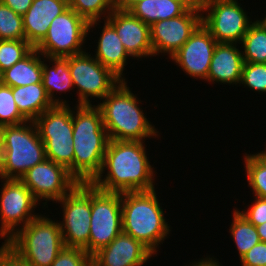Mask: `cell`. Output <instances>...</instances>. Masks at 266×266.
I'll list each match as a JSON object with an SVG mask.
<instances>
[{
	"label": "cell",
	"mask_w": 266,
	"mask_h": 266,
	"mask_svg": "<svg viewBox=\"0 0 266 266\" xmlns=\"http://www.w3.org/2000/svg\"><path fill=\"white\" fill-rule=\"evenodd\" d=\"M144 142L109 140L102 169L91 183L113 193L154 190L156 171Z\"/></svg>",
	"instance_id": "obj_1"
},
{
	"label": "cell",
	"mask_w": 266,
	"mask_h": 266,
	"mask_svg": "<svg viewBox=\"0 0 266 266\" xmlns=\"http://www.w3.org/2000/svg\"><path fill=\"white\" fill-rule=\"evenodd\" d=\"M74 109V178L81 183H91L102 169L110 139L97 105L77 104Z\"/></svg>",
	"instance_id": "obj_2"
},
{
	"label": "cell",
	"mask_w": 266,
	"mask_h": 266,
	"mask_svg": "<svg viewBox=\"0 0 266 266\" xmlns=\"http://www.w3.org/2000/svg\"><path fill=\"white\" fill-rule=\"evenodd\" d=\"M129 88L127 81L121 80L102 99V102L97 104L102 113L103 125L107 130L109 139L144 141L147 138L158 137L159 131L146 118L143 109L139 106L141 103L139 98Z\"/></svg>",
	"instance_id": "obj_3"
},
{
	"label": "cell",
	"mask_w": 266,
	"mask_h": 266,
	"mask_svg": "<svg viewBox=\"0 0 266 266\" xmlns=\"http://www.w3.org/2000/svg\"><path fill=\"white\" fill-rule=\"evenodd\" d=\"M156 189L121 193L122 231L157 256L159 244L170 234ZM170 228V229H169Z\"/></svg>",
	"instance_id": "obj_4"
},
{
	"label": "cell",
	"mask_w": 266,
	"mask_h": 266,
	"mask_svg": "<svg viewBox=\"0 0 266 266\" xmlns=\"http://www.w3.org/2000/svg\"><path fill=\"white\" fill-rule=\"evenodd\" d=\"M45 159V145L34 121L0 128V178L21 179Z\"/></svg>",
	"instance_id": "obj_5"
},
{
	"label": "cell",
	"mask_w": 266,
	"mask_h": 266,
	"mask_svg": "<svg viewBox=\"0 0 266 266\" xmlns=\"http://www.w3.org/2000/svg\"><path fill=\"white\" fill-rule=\"evenodd\" d=\"M4 245L30 266H50L64 247L58 220L42 214L19 229Z\"/></svg>",
	"instance_id": "obj_6"
},
{
	"label": "cell",
	"mask_w": 266,
	"mask_h": 266,
	"mask_svg": "<svg viewBox=\"0 0 266 266\" xmlns=\"http://www.w3.org/2000/svg\"><path fill=\"white\" fill-rule=\"evenodd\" d=\"M73 109L70 105H54L34 123L45 145L46 159L64 166L74 177Z\"/></svg>",
	"instance_id": "obj_7"
},
{
	"label": "cell",
	"mask_w": 266,
	"mask_h": 266,
	"mask_svg": "<svg viewBox=\"0 0 266 266\" xmlns=\"http://www.w3.org/2000/svg\"><path fill=\"white\" fill-rule=\"evenodd\" d=\"M63 221L59 222L65 247L81 248L89 254L91 183L78 182L61 200Z\"/></svg>",
	"instance_id": "obj_8"
},
{
	"label": "cell",
	"mask_w": 266,
	"mask_h": 266,
	"mask_svg": "<svg viewBox=\"0 0 266 266\" xmlns=\"http://www.w3.org/2000/svg\"><path fill=\"white\" fill-rule=\"evenodd\" d=\"M68 67L74 88L78 90V105L101 100L121 81L109 68L104 67L92 54L84 51L68 57ZM94 97V98H93Z\"/></svg>",
	"instance_id": "obj_9"
},
{
	"label": "cell",
	"mask_w": 266,
	"mask_h": 266,
	"mask_svg": "<svg viewBox=\"0 0 266 266\" xmlns=\"http://www.w3.org/2000/svg\"><path fill=\"white\" fill-rule=\"evenodd\" d=\"M88 22L68 8L51 22L46 36L34 47L44 57L66 58L86 51Z\"/></svg>",
	"instance_id": "obj_10"
},
{
	"label": "cell",
	"mask_w": 266,
	"mask_h": 266,
	"mask_svg": "<svg viewBox=\"0 0 266 266\" xmlns=\"http://www.w3.org/2000/svg\"><path fill=\"white\" fill-rule=\"evenodd\" d=\"M198 2L202 12V24L217 43H241L253 22L238 0H199Z\"/></svg>",
	"instance_id": "obj_11"
},
{
	"label": "cell",
	"mask_w": 266,
	"mask_h": 266,
	"mask_svg": "<svg viewBox=\"0 0 266 266\" xmlns=\"http://www.w3.org/2000/svg\"><path fill=\"white\" fill-rule=\"evenodd\" d=\"M121 232V193L105 192L91 183L89 255L106 247Z\"/></svg>",
	"instance_id": "obj_12"
},
{
	"label": "cell",
	"mask_w": 266,
	"mask_h": 266,
	"mask_svg": "<svg viewBox=\"0 0 266 266\" xmlns=\"http://www.w3.org/2000/svg\"><path fill=\"white\" fill-rule=\"evenodd\" d=\"M0 179L3 182L0 191V239H4V244L19 229L39 216L34 210L40 203L20 179Z\"/></svg>",
	"instance_id": "obj_13"
},
{
	"label": "cell",
	"mask_w": 266,
	"mask_h": 266,
	"mask_svg": "<svg viewBox=\"0 0 266 266\" xmlns=\"http://www.w3.org/2000/svg\"><path fill=\"white\" fill-rule=\"evenodd\" d=\"M201 23L202 12L198 1H195L178 17L153 23L150 26L153 56L166 53L170 58L183 46Z\"/></svg>",
	"instance_id": "obj_14"
},
{
	"label": "cell",
	"mask_w": 266,
	"mask_h": 266,
	"mask_svg": "<svg viewBox=\"0 0 266 266\" xmlns=\"http://www.w3.org/2000/svg\"><path fill=\"white\" fill-rule=\"evenodd\" d=\"M20 180L38 202L46 201L44 207L50 200H61L78 183L64 166L48 159L29 169Z\"/></svg>",
	"instance_id": "obj_15"
},
{
	"label": "cell",
	"mask_w": 266,
	"mask_h": 266,
	"mask_svg": "<svg viewBox=\"0 0 266 266\" xmlns=\"http://www.w3.org/2000/svg\"><path fill=\"white\" fill-rule=\"evenodd\" d=\"M217 41L201 23L183 46L169 59L196 80L207 79Z\"/></svg>",
	"instance_id": "obj_16"
},
{
	"label": "cell",
	"mask_w": 266,
	"mask_h": 266,
	"mask_svg": "<svg viewBox=\"0 0 266 266\" xmlns=\"http://www.w3.org/2000/svg\"><path fill=\"white\" fill-rule=\"evenodd\" d=\"M106 20L115 28L132 59L142 60V57L153 56L149 25L136 18L130 11L113 10Z\"/></svg>",
	"instance_id": "obj_17"
},
{
	"label": "cell",
	"mask_w": 266,
	"mask_h": 266,
	"mask_svg": "<svg viewBox=\"0 0 266 266\" xmlns=\"http://www.w3.org/2000/svg\"><path fill=\"white\" fill-rule=\"evenodd\" d=\"M154 254L123 231L92 256L91 266H143Z\"/></svg>",
	"instance_id": "obj_18"
},
{
	"label": "cell",
	"mask_w": 266,
	"mask_h": 266,
	"mask_svg": "<svg viewBox=\"0 0 266 266\" xmlns=\"http://www.w3.org/2000/svg\"><path fill=\"white\" fill-rule=\"evenodd\" d=\"M68 8L67 0H33L22 16L25 40L35 47L46 36L53 19Z\"/></svg>",
	"instance_id": "obj_19"
},
{
	"label": "cell",
	"mask_w": 266,
	"mask_h": 266,
	"mask_svg": "<svg viewBox=\"0 0 266 266\" xmlns=\"http://www.w3.org/2000/svg\"><path fill=\"white\" fill-rule=\"evenodd\" d=\"M237 46V43L216 44L205 81L235 86L240 83L244 60Z\"/></svg>",
	"instance_id": "obj_20"
},
{
	"label": "cell",
	"mask_w": 266,
	"mask_h": 266,
	"mask_svg": "<svg viewBox=\"0 0 266 266\" xmlns=\"http://www.w3.org/2000/svg\"><path fill=\"white\" fill-rule=\"evenodd\" d=\"M95 55H93L104 67L109 68L121 80H126L123 71L127 65L128 57L125 47L120 41L115 28L105 19L101 29Z\"/></svg>",
	"instance_id": "obj_21"
},
{
	"label": "cell",
	"mask_w": 266,
	"mask_h": 266,
	"mask_svg": "<svg viewBox=\"0 0 266 266\" xmlns=\"http://www.w3.org/2000/svg\"><path fill=\"white\" fill-rule=\"evenodd\" d=\"M45 58V59H44ZM51 62L52 67L48 66L45 61ZM42 83L49 100L53 105H69L68 101L56 98L55 92H70L74 88L72 77L68 67V57H44L42 61ZM59 91V92H58Z\"/></svg>",
	"instance_id": "obj_22"
},
{
	"label": "cell",
	"mask_w": 266,
	"mask_h": 266,
	"mask_svg": "<svg viewBox=\"0 0 266 266\" xmlns=\"http://www.w3.org/2000/svg\"><path fill=\"white\" fill-rule=\"evenodd\" d=\"M196 0H142L129 11L151 26L161 20L182 15Z\"/></svg>",
	"instance_id": "obj_23"
},
{
	"label": "cell",
	"mask_w": 266,
	"mask_h": 266,
	"mask_svg": "<svg viewBox=\"0 0 266 266\" xmlns=\"http://www.w3.org/2000/svg\"><path fill=\"white\" fill-rule=\"evenodd\" d=\"M12 94L19 112L28 121H34L44 111L54 106L47 96L43 83L13 87Z\"/></svg>",
	"instance_id": "obj_24"
},
{
	"label": "cell",
	"mask_w": 266,
	"mask_h": 266,
	"mask_svg": "<svg viewBox=\"0 0 266 266\" xmlns=\"http://www.w3.org/2000/svg\"><path fill=\"white\" fill-rule=\"evenodd\" d=\"M43 55L35 48L22 60L2 72L3 85L10 87L42 83Z\"/></svg>",
	"instance_id": "obj_25"
},
{
	"label": "cell",
	"mask_w": 266,
	"mask_h": 266,
	"mask_svg": "<svg viewBox=\"0 0 266 266\" xmlns=\"http://www.w3.org/2000/svg\"><path fill=\"white\" fill-rule=\"evenodd\" d=\"M240 44L244 62L266 63V24L253 21Z\"/></svg>",
	"instance_id": "obj_26"
},
{
	"label": "cell",
	"mask_w": 266,
	"mask_h": 266,
	"mask_svg": "<svg viewBox=\"0 0 266 266\" xmlns=\"http://www.w3.org/2000/svg\"><path fill=\"white\" fill-rule=\"evenodd\" d=\"M232 223L229 233L237 247L239 258L248 252L253 246L261 242L256 226L251 224L237 208L233 209Z\"/></svg>",
	"instance_id": "obj_27"
},
{
	"label": "cell",
	"mask_w": 266,
	"mask_h": 266,
	"mask_svg": "<svg viewBox=\"0 0 266 266\" xmlns=\"http://www.w3.org/2000/svg\"><path fill=\"white\" fill-rule=\"evenodd\" d=\"M247 183L253 194L266 199V153L244 155Z\"/></svg>",
	"instance_id": "obj_28"
},
{
	"label": "cell",
	"mask_w": 266,
	"mask_h": 266,
	"mask_svg": "<svg viewBox=\"0 0 266 266\" xmlns=\"http://www.w3.org/2000/svg\"><path fill=\"white\" fill-rule=\"evenodd\" d=\"M68 5L88 22V33L113 11L111 0H67ZM102 17V19H101ZM104 17V18H103Z\"/></svg>",
	"instance_id": "obj_29"
},
{
	"label": "cell",
	"mask_w": 266,
	"mask_h": 266,
	"mask_svg": "<svg viewBox=\"0 0 266 266\" xmlns=\"http://www.w3.org/2000/svg\"><path fill=\"white\" fill-rule=\"evenodd\" d=\"M0 40H25L23 18L0 1Z\"/></svg>",
	"instance_id": "obj_30"
},
{
	"label": "cell",
	"mask_w": 266,
	"mask_h": 266,
	"mask_svg": "<svg viewBox=\"0 0 266 266\" xmlns=\"http://www.w3.org/2000/svg\"><path fill=\"white\" fill-rule=\"evenodd\" d=\"M34 47L26 40H0V70L9 69L26 57Z\"/></svg>",
	"instance_id": "obj_31"
},
{
	"label": "cell",
	"mask_w": 266,
	"mask_h": 266,
	"mask_svg": "<svg viewBox=\"0 0 266 266\" xmlns=\"http://www.w3.org/2000/svg\"><path fill=\"white\" fill-rule=\"evenodd\" d=\"M28 121L20 112L14 101L12 87L0 86V128L18 125Z\"/></svg>",
	"instance_id": "obj_32"
},
{
	"label": "cell",
	"mask_w": 266,
	"mask_h": 266,
	"mask_svg": "<svg viewBox=\"0 0 266 266\" xmlns=\"http://www.w3.org/2000/svg\"><path fill=\"white\" fill-rule=\"evenodd\" d=\"M255 92L266 93V63L244 62L240 85Z\"/></svg>",
	"instance_id": "obj_33"
},
{
	"label": "cell",
	"mask_w": 266,
	"mask_h": 266,
	"mask_svg": "<svg viewBox=\"0 0 266 266\" xmlns=\"http://www.w3.org/2000/svg\"><path fill=\"white\" fill-rule=\"evenodd\" d=\"M92 257L81 248L63 247L50 266H91Z\"/></svg>",
	"instance_id": "obj_34"
},
{
	"label": "cell",
	"mask_w": 266,
	"mask_h": 266,
	"mask_svg": "<svg viewBox=\"0 0 266 266\" xmlns=\"http://www.w3.org/2000/svg\"><path fill=\"white\" fill-rule=\"evenodd\" d=\"M255 200L251 202V206H248L247 210L238 212L243 215L254 226L261 225L266 222V199L254 196Z\"/></svg>",
	"instance_id": "obj_35"
},
{
	"label": "cell",
	"mask_w": 266,
	"mask_h": 266,
	"mask_svg": "<svg viewBox=\"0 0 266 266\" xmlns=\"http://www.w3.org/2000/svg\"><path fill=\"white\" fill-rule=\"evenodd\" d=\"M242 266H266V242H259L240 259Z\"/></svg>",
	"instance_id": "obj_36"
},
{
	"label": "cell",
	"mask_w": 266,
	"mask_h": 266,
	"mask_svg": "<svg viewBox=\"0 0 266 266\" xmlns=\"http://www.w3.org/2000/svg\"><path fill=\"white\" fill-rule=\"evenodd\" d=\"M0 266H30L19 259L4 244L0 247Z\"/></svg>",
	"instance_id": "obj_37"
},
{
	"label": "cell",
	"mask_w": 266,
	"mask_h": 266,
	"mask_svg": "<svg viewBox=\"0 0 266 266\" xmlns=\"http://www.w3.org/2000/svg\"><path fill=\"white\" fill-rule=\"evenodd\" d=\"M3 4L10 7L15 13L23 16L31 7L33 0H0Z\"/></svg>",
	"instance_id": "obj_38"
},
{
	"label": "cell",
	"mask_w": 266,
	"mask_h": 266,
	"mask_svg": "<svg viewBox=\"0 0 266 266\" xmlns=\"http://www.w3.org/2000/svg\"><path fill=\"white\" fill-rule=\"evenodd\" d=\"M142 0H111L113 10L129 11L134 5Z\"/></svg>",
	"instance_id": "obj_39"
},
{
	"label": "cell",
	"mask_w": 266,
	"mask_h": 266,
	"mask_svg": "<svg viewBox=\"0 0 266 266\" xmlns=\"http://www.w3.org/2000/svg\"><path fill=\"white\" fill-rule=\"evenodd\" d=\"M191 263H192V266H220L219 261H217V259L214 258L213 256L212 257L207 256L205 258H201L198 261L194 260ZM221 266L223 265L221 264Z\"/></svg>",
	"instance_id": "obj_40"
},
{
	"label": "cell",
	"mask_w": 266,
	"mask_h": 266,
	"mask_svg": "<svg viewBox=\"0 0 266 266\" xmlns=\"http://www.w3.org/2000/svg\"><path fill=\"white\" fill-rule=\"evenodd\" d=\"M261 242H266V222L256 226Z\"/></svg>",
	"instance_id": "obj_41"
},
{
	"label": "cell",
	"mask_w": 266,
	"mask_h": 266,
	"mask_svg": "<svg viewBox=\"0 0 266 266\" xmlns=\"http://www.w3.org/2000/svg\"><path fill=\"white\" fill-rule=\"evenodd\" d=\"M260 20H261L264 24H266V15L264 16V19H263V18H260Z\"/></svg>",
	"instance_id": "obj_42"
},
{
	"label": "cell",
	"mask_w": 266,
	"mask_h": 266,
	"mask_svg": "<svg viewBox=\"0 0 266 266\" xmlns=\"http://www.w3.org/2000/svg\"><path fill=\"white\" fill-rule=\"evenodd\" d=\"M3 83H2V72H1V70H0V86L2 85Z\"/></svg>",
	"instance_id": "obj_43"
}]
</instances>
